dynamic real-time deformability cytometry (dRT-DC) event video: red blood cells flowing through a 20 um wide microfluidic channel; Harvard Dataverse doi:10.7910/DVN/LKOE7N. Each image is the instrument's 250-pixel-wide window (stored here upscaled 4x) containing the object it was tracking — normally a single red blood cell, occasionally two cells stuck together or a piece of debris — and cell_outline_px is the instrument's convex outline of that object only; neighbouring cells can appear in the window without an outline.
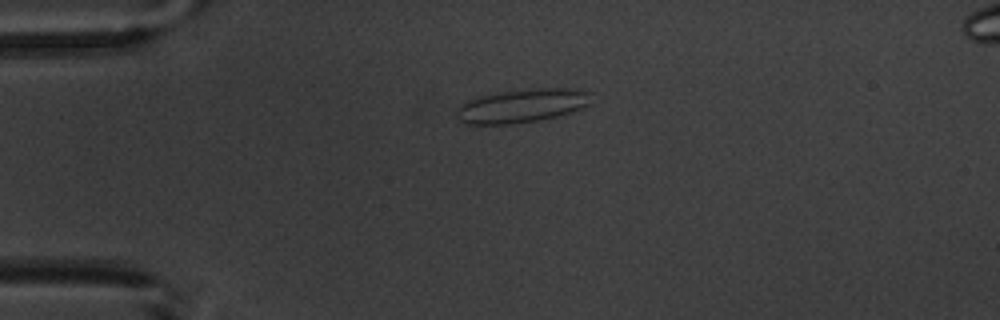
{"species": "common noctule bat (a hibernating species)", "species_latin": "Nyctalus noctula", "temperature_condition": "warm", "stored_images_in_passage": 5, "camera_frame_rate_fps": 3000, "um_per_image_px": 0.085, "animal": {"sex": "male", "body_mass_g": 20.1, "forearm_length_mm": 53.5}, "frame": {"image": 1, "passage_image": 4, "time_ms": 3.667, "image_size_px": [1000, 320], "cell_outline_px": [[588, 104], [572, 112], [540, 120], [508, 124], [468, 124], [456, 120], [456, 108], [460, 104], [468, 100], [480, 96], [500, 92], [536, 88], [572, 88], [588, 92]], "centroid_in_image_um": [44.28, 9.0], "position_along_channel_um": 40.7, "area_um2": 26.18}}